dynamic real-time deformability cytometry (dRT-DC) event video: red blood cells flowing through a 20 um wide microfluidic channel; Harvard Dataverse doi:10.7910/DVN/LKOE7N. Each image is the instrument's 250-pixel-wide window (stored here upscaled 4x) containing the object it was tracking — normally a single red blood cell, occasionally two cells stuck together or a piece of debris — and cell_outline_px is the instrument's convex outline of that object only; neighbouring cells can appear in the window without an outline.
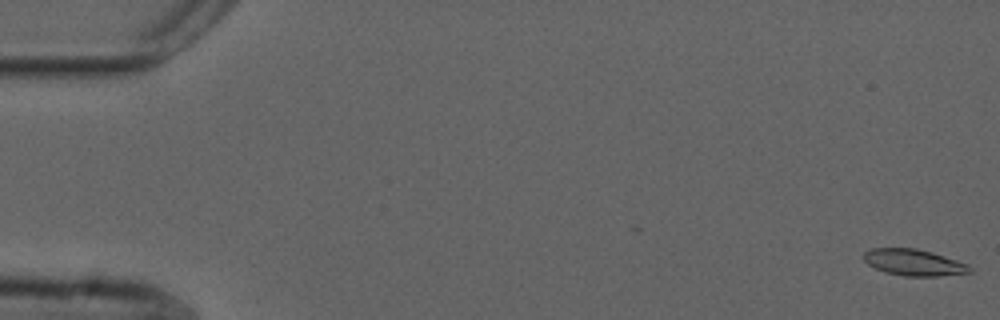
{"species": "common noctule bat (a hibernating species)", "species_latin": "Nyctalus noctula", "temperature_condition": "cold", "stored_images_in_passage": 55, "camera_frame_rate_fps": 3000, "um_per_image_px": 0.085, "animal": {"sex": "male", "forearm_length_mm": 52.5}, "frame": {"image": 1, "passage_image": 1, "time_ms": 0.0, "image_size_px": [1000, 320], "cell_outline_px": [[972, 272], [940, 276], [904, 276], [884, 272], [868, 264], [864, 260], [864, 252], [872, 248], [916, 248], [932, 252], [968, 264], [972, 268]], "centroid_in_image_um": [77.68, 22.31], "position_along_channel_um": 7.3, "area_um2": 16.3}}
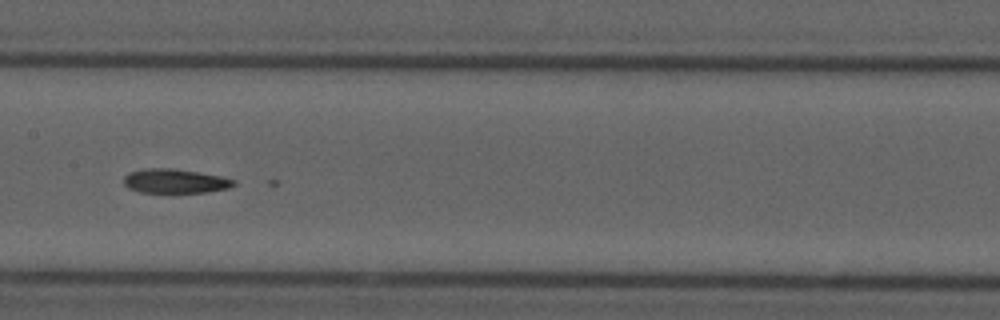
{"frame": {"image": 2, "passage_image": 28, "time_ms": 9.0, "image_size_px": [1000, 320], "cell_outline_px": [[236, 184], [228, 188], [204, 192], [140, 192], [128, 188], [124, 184], [124, 176], [128, 172], [148, 168], [172, 168], [220, 176], [236, 180]], "centroid_in_image_um": [14.85, 15.39], "position_along_channel_um": 192.5, "area_um2": 15.37}}
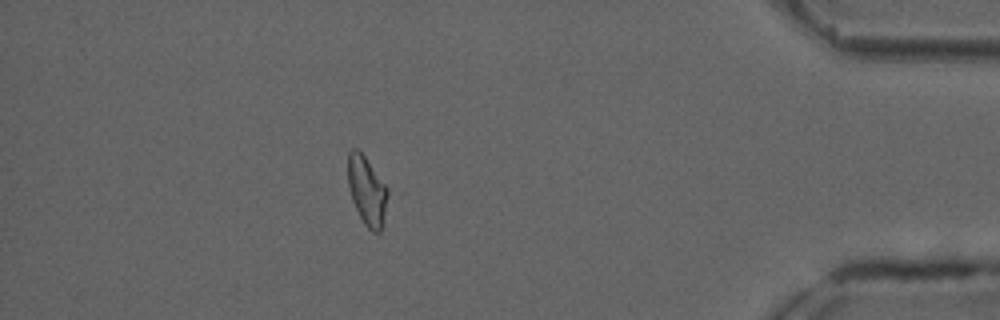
{"frame": {"image": 3, "passage_image": 49, "time_ms": 16.0, "image_size_px": [1000, 320], "cell_outline_px": [[388, 196], [384, 224], [380, 232], [372, 232], [364, 224], [352, 200], [348, 184], [348, 152], [352, 148], [356, 148], [364, 156], [388, 188]], "centroid_in_image_um": [31.2, 16.25], "position_along_channel_um": 404.0, "area_um2": 15.95}}